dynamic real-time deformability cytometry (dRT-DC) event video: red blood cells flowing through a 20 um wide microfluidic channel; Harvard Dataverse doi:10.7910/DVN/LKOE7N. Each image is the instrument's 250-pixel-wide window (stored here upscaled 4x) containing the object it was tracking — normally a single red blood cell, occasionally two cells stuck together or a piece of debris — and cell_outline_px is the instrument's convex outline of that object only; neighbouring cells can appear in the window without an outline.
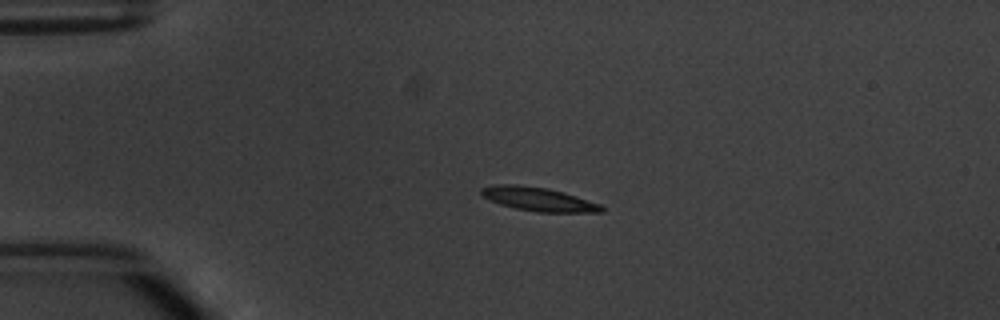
{"species": "common noctule bat (a hibernating species)", "species_latin": "Nyctalus noctula", "temperature_condition": "warm", "stored_images_in_passage": 7, "camera_frame_rate_fps": 3000, "um_per_image_px": 0.085, "animal": {"sex": "male", "body_mass_g": 20.1, "forearm_length_mm": 53.5}, "frame": {"image": 1, "passage_image": 3, "time_ms": 2.333, "image_size_px": [1000, 320], "cell_outline_px": [[604, 212], [536, 212], [516, 208], [500, 204], [484, 196], [480, 192], [480, 188], [496, 184], [516, 184], [548, 188], [564, 192], [600, 204], [604, 208]], "centroid_in_image_um": [45.78, 16.92], "position_along_channel_um": 39.2, "area_um2": 16.53}}
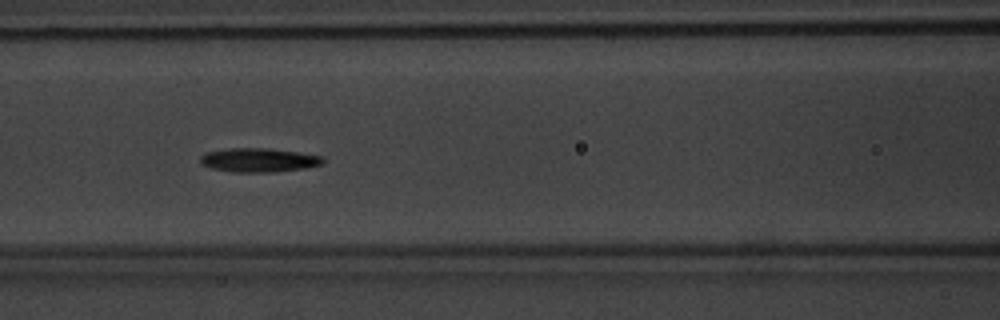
{"frame": {"image": 2, "passage_image": 6, "time_ms": 6.0, "image_size_px": [1000, 320], "cell_outline_px": [[324, 164], [304, 168], [276, 172], [232, 172], [212, 168], [204, 164], [200, 160], [200, 156], [208, 152], [228, 148], [268, 148], [324, 156]], "centroid_in_image_um": [22.04, 13.61], "position_along_channel_um": 144.6, "area_um2": 17.05}}
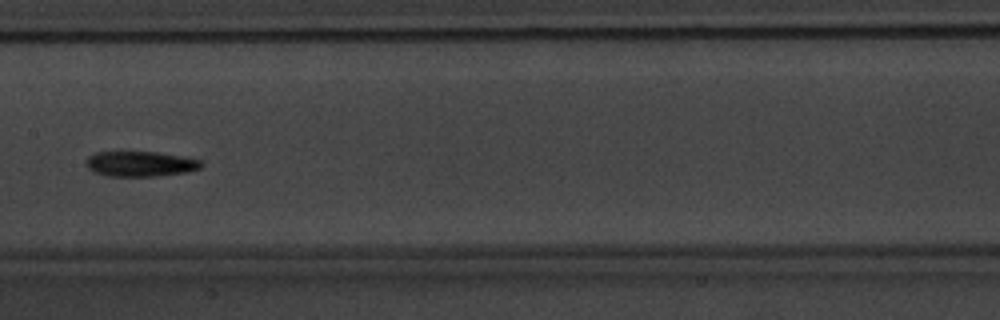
{"frame": {"image": 3, "passage_image": 7, "time_ms": 7.333, "image_size_px": [1000, 320], "cell_outline_px": [[204, 164], [200, 168], [188, 172], [156, 176], [108, 176], [96, 172], [88, 168], [84, 164], [88, 156], [96, 152], [156, 152], [204, 160]], "centroid_in_image_um": [11.95, 13.93], "position_along_channel_um": 195.4, "area_um2": 16.99}}